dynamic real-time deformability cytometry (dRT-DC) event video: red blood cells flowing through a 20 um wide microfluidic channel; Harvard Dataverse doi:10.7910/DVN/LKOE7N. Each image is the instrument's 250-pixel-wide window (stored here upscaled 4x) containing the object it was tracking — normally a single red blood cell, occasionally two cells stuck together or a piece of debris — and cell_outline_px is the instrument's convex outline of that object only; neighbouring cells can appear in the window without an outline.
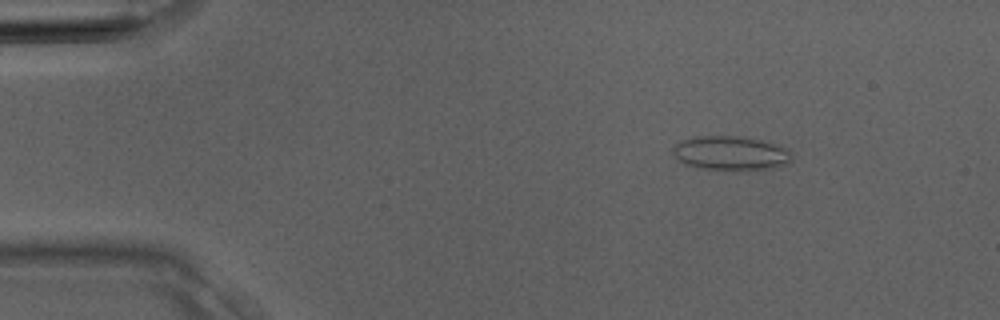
{"species": "Egyptian fruit bat (a non-hibernating species)", "species_latin": "Rousettus aegyptiacus", "temperature_condition": "room temperature", "stored_images_in_passage": 4, "camera_frame_rate_fps": 3000, "um_per_image_px": 0.085, "animal": {"sex": "male"}, "frame": {"image": 1, "passage_image": 2, "time_ms": 0.333, "image_size_px": [1000, 320], "cell_outline_px": [[792, 160], [784, 164], [772, 168], [700, 168], [684, 164], [672, 152], [672, 148], [680, 140], [696, 136], [736, 136], [760, 140], [788, 148]], "centroid_in_image_um": [62.06, 12.98], "position_along_channel_um": 22.9, "area_um2": 22.95}}